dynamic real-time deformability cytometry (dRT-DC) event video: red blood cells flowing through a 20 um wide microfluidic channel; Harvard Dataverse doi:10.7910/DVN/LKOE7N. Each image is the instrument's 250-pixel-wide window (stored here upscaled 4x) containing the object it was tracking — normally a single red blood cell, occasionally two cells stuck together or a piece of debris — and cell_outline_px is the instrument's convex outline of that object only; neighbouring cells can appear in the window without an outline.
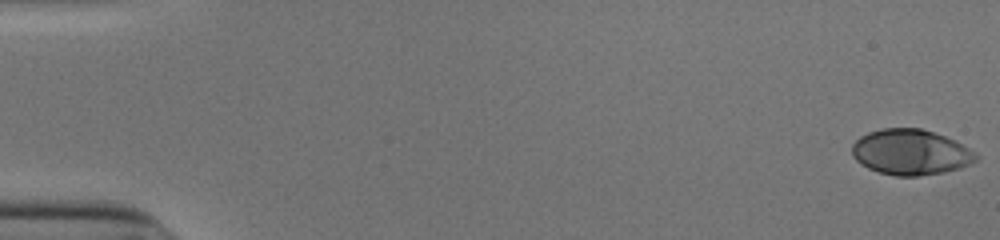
{"species": "human", "species_latin": "Homo sapiens", "temperature_condition": "cold", "stored_images_in_passage": 53, "camera_frame_rate_fps": 3000, "um_per_image_px": 0.085, "donor": {"sex": "male"}, "frame": {"image": 1, "passage_image": 1, "time_ms": 0.0, "image_size_px": [1000, 240], "cell_outline_px": [[980, 156], [976, 160], [960, 168], [944, 172], [916, 176], [896, 176], [880, 172], [868, 168], [860, 164], [852, 156], [852, 144], [860, 136], [868, 132], [880, 128], [920, 128], [956, 140], [976, 152]], "centroid_in_image_um": [77.4, 12.93], "position_along_channel_um": 7.6, "area_um2": 33.0}}
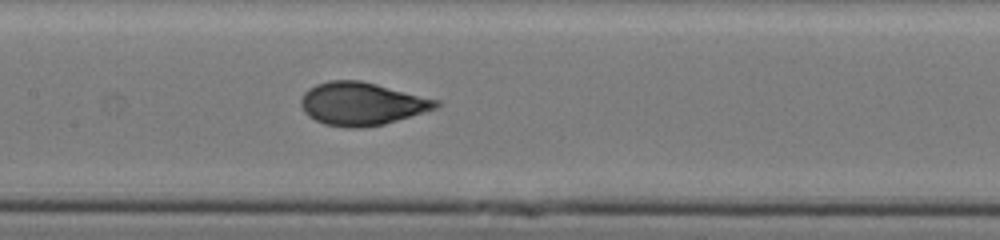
{"frame": {"image": 2, "passage_image": 27, "time_ms": 8.667, "image_size_px": [1000, 240], "cell_outline_px": [[440, 104], [436, 108], [384, 124], [364, 128], [348, 128], [324, 124], [308, 116], [304, 112], [300, 104], [300, 100], [304, 92], [308, 88], [316, 84], [328, 80], [360, 80], [440, 100]], "centroid_in_image_um": [30.71, 8.82], "position_along_channel_um": 176.7, "area_um2": 33.81}}
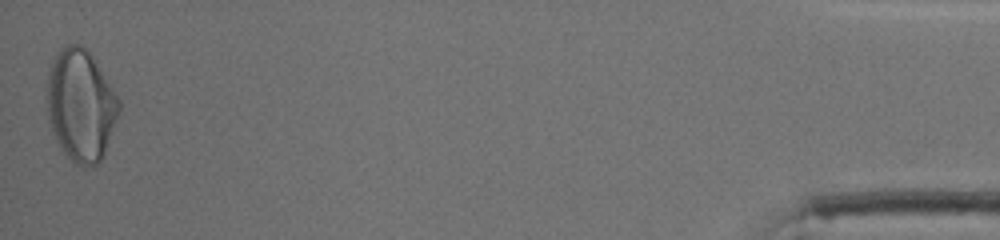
{"frame": {"image": 3, "passage_image": 53, "time_ms": 17.333, "image_size_px": [1000, 240], "cell_outline_px": [[120, 108], [104, 156], [92, 168], [76, 164], [60, 148], [52, 132], [48, 120], [44, 96], [48, 68], [52, 60], [68, 44], [80, 44], [92, 56], [120, 100]], "centroid_in_image_um": [6.82, 8.97], "position_along_channel_um": 428.4, "area_um2": 47.22}, "authors_computed_cell_mechanics": {"area_um2": 33.4662, "velocity_mm_per_s": 3.9076, "shape_relaxation_time_tau1_ms": 3.8771, "shape_relaxation_time_tau2_ms": null, "deformation_change_tau1": 0.1919, "deformation_change_tau2": null}}